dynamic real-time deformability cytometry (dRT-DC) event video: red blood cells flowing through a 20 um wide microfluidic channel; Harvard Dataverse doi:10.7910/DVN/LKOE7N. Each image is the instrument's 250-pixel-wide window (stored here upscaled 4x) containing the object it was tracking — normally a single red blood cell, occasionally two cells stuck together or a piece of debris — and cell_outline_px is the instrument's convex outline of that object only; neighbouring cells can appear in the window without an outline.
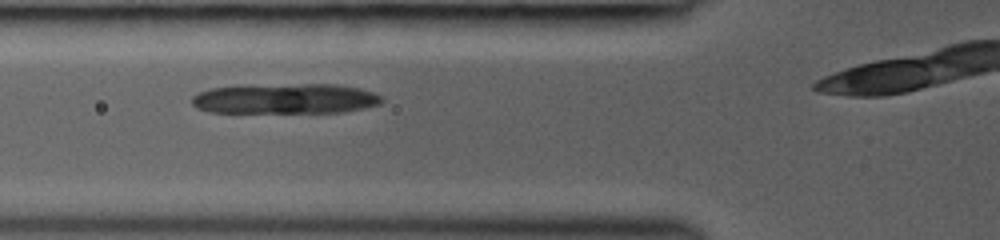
{"species": "common noctule bat (a hibernating species)", "species_latin": "Nyctalus noctula", "temperature_condition": "room temperature", "stored_images_in_passage": 5, "camera_frame_rate_fps": 3000, "um_per_image_px": 0.085, "animal": {"sex": "female", "body_mass_g": 19.0, "forearm_length_mm": 53.3}, "frame": {"image": 1, "passage_image": 3, "time_ms": 1.667, "image_size_px": [1000, 240], "cell_outline_px": [[384, 100], [380, 104], [364, 108], [344, 112], [208, 112], [196, 108], [192, 104], [192, 96], [196, 92], [212, 88], [304, 84], [336, 84], [360, 88], [384, 96]], "centroid_in_image_um": [24.3, 8.4], "position_along_channel_um": 101.5, "area_um2": 33.18}}